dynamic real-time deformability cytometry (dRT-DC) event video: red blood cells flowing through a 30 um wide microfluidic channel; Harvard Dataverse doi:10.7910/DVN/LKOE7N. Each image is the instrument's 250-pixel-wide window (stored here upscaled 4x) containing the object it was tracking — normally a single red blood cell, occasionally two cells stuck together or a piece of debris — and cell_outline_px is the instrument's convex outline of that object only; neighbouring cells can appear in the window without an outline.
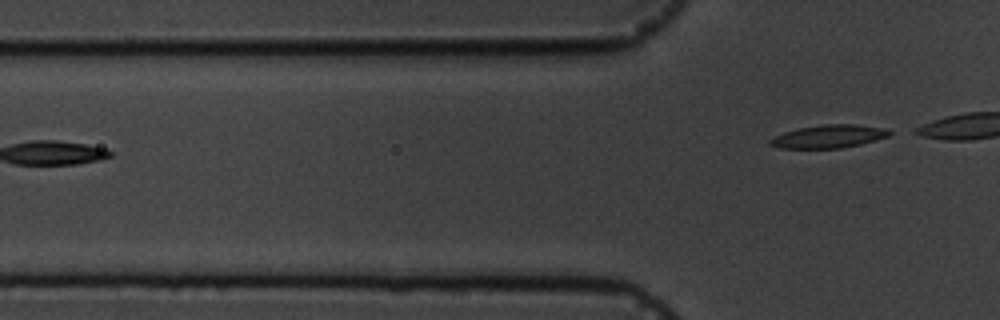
{"species": "common noctule bat (a hibernating species)", "species_latin": "Nyctalus noctula", "temperature_condition": "cold", "stored_images_in_passage": 6, "camera_frame_rate_fps": 3000, "um_per_image_px": 0.085, "animal": {"sex": "male", "body_mass_g": 19.5, "forearm_length_mm": 54.6}, "frame": {"image": 1, "passage_image": 6, "time_ms": 6.333, "image_size_px": [1000, 320], "cell_outline_px": [[892, 132], [888, 136], [876, 140], [860, 144], [840, 148], [780, 148], [768, 144], [768, 140], [784, 132], [800, 128], [824, 124], [856, 124], [884, 128]], "centroid_in_image_um": [70.44, 11.59], "position_along_channel_um": 55.4, "area_um2": 15.9}}